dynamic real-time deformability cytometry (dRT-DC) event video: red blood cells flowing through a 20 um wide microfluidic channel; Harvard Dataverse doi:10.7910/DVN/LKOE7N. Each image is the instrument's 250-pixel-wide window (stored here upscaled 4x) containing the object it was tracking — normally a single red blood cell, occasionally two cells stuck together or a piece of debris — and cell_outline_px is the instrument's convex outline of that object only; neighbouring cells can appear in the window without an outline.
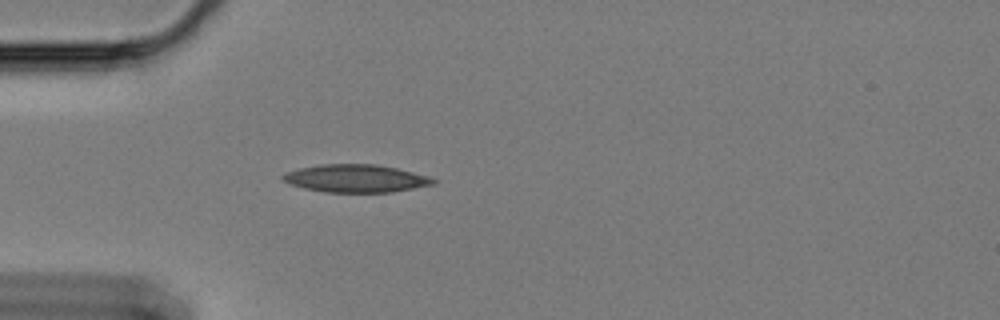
{"species": "Egyptian fruit bat (a non-hibernating species)", "species_latin": "Rousettus aegyptiacus", "temperature_condition": "cold", "stored_images_in_passage": 43, "camera_frame_rate_fps": 3000, "um_per_image_px": 0.085, "animal": {"sex": "female"}, "frame": {"image": 1, "passage_image": 1, "time_ms": 0.0, "image_size_px": [1000, 320], "cell_outline_px": [[436, 184], [392, 192], [324, 192], [304, 188], [292, 184], [284, 180], [280, 176], [288, 172], [300, 168], [320, 164], [376, 164], [396, 168], [428, 176], [436, 180]], "centroid_in_image_um": [30.27, 15.16], "position_along_channel_um": 54.7, "area_um2": 24.16}}
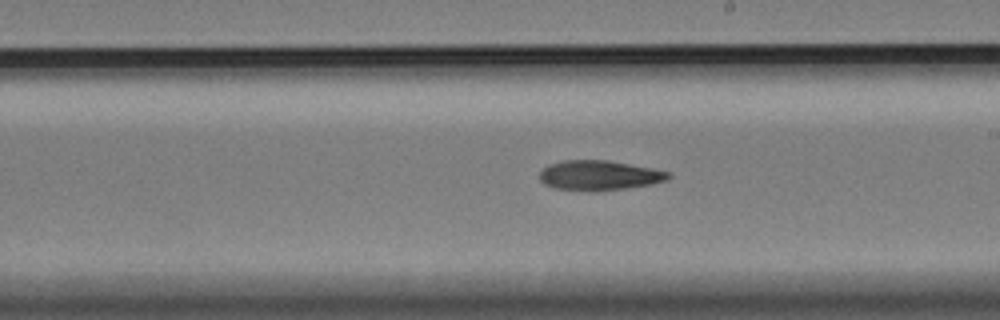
{"frame": {"image": 2, "passage_image": 18, "time_ms": 5.667, "image_size_px": [1000, 320], "cell_outline_px": [[672, 176], [668, 180], [652, 184], [596, 192], [592, 192], [556, 188], [544, 184], [540, 180], [540, 172], [544, 168], [552, 164], [564, 160], [608, 160], [652, 168], [672, 172]], "centroid_in_image_um": [50.98, 14.91], "position_along_channel_um": 238.0, "area_um2": 22.48}}
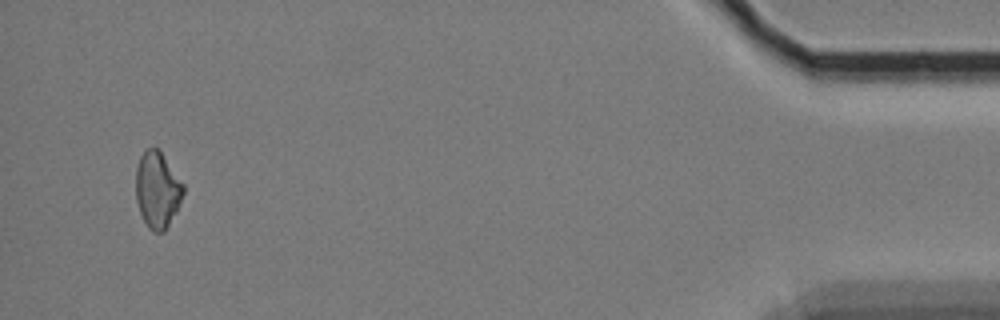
{"frame": {"image": 3, "passage_image": 41, "time_ms": 13.333, "image_size_px": [1000, 320], "cell_outline_px": [[184, 192], [176, 212], [164, 232], [152, 232], [148, 228], [140, 212], [136, 200], [136, 168], [140, 156], [148, 148], [156, 148], [160, 152], [184, 184]], "centroid_in_image_um": [13.37, 16.17], "position_along_channel_um": 421.8, "area_um2": 20.87}}